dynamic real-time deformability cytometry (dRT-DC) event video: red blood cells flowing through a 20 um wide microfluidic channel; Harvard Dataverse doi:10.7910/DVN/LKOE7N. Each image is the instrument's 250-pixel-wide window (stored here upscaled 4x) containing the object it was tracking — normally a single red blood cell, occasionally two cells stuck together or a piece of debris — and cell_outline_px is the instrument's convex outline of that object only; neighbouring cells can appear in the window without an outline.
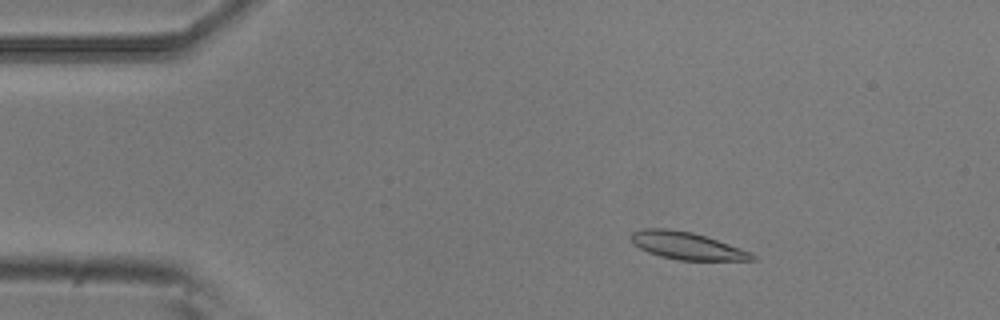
{"species": "common noctule bat (a hibernating species)", "species_latin": "Nyctalus noctula", "temperature_condition": "room temperature", "stored_images_in_passage": 5, "camera_frame_rate_fps": 3000, "um_per_image_px": 0.085, "animal": {"sex": "male", "body_mass_g": 20.5, "forearm_length_mm": 52.5}, "frame": {"image": 1, "passage_image": 3, "time_ms": 0.667, "image_size_px": [1000, 320], "cell_outline_px": [[756, 260], [676, 260], [660, 256], [648, 252], [632, 244], [632, 232], [640, 228], [672, 228], [692, 232], [708, 236], [752, 252], [756, 256]], "centroid_in_image_um": [58.39, 20.87], "position_along_channel_um": 26.6, "area_um2": 19.59}}
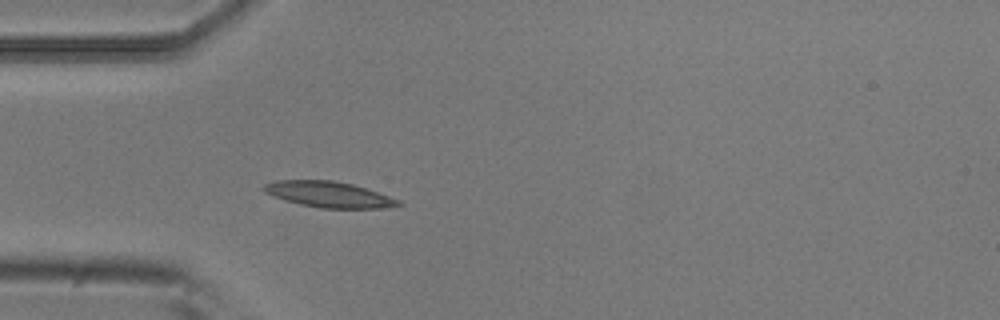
{"frame": {"image": 2, "passage_image": 5, "time_ms": 1.333, "image_size_px": [1000, 320], "cell_outline_px": [[404, 204], [380, 208], [320, 208], [300, 204], [284, 200], [272, 196], [264, 192], [260, 188], [264, 184], [276, 180], [332, 180], [352, 184], [400, 200]], "centroid_in_image_um": [27.88, 16.52], "position_along_channel_um": 57.1, "area_um2": 20.17}}